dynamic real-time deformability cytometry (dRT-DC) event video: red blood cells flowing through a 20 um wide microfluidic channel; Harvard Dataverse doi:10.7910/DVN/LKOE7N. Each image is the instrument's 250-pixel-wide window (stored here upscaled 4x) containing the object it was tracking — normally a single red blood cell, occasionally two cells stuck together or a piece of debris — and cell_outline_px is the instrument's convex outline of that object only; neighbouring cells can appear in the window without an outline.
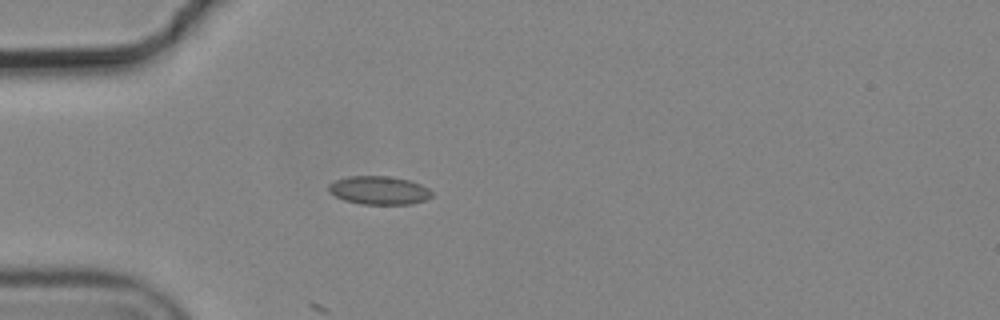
{"species": "common noctule bat (a hibernating species)", "species_latin": "Nyctalus noctula", "temperature_condition": "cold", "stored_images_in_passage": 3, "camera_frame_rate_fps": 3000, "um_per_image_px": 0.085, "animal": {"sex": "male", "body_mass_g": 19.2, "forearm_length_mm": 51.8}, "frame": {"image": 1, "passage_image": 3, "time_ms": 0.667, "image_size_px": [1000, 320], "cell_outline_px": [[432, 196], [424, 200], [412, 204], [364, 204], [344, 200], [328, 192], [328, 184], [336, 180], [348, 176], [392, 176], [408, 180], [420, 184], [428, 188], [432, 192]], "centroid_in_image_um": [32.21, 16.17], "position_along_channel_um": 52.8, "area_um2": 17.05}}